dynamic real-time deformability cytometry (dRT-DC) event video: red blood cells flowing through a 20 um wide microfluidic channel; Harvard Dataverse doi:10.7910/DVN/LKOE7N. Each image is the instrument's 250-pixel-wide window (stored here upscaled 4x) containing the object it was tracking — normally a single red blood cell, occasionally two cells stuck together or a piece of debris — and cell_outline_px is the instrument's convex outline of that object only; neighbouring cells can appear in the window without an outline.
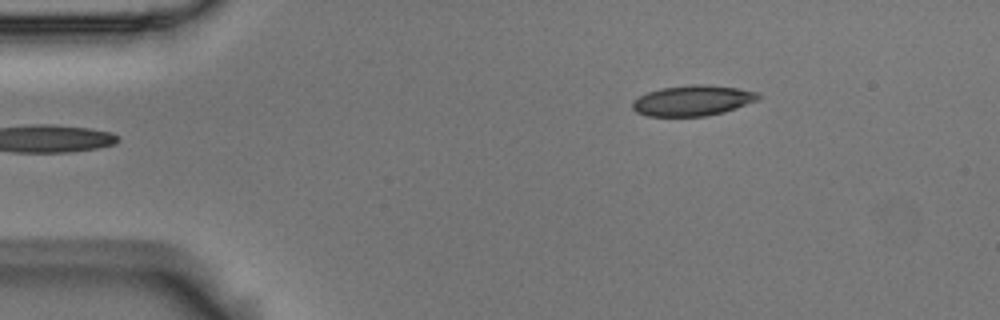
{"species": "Egyptian fruit bat (a non-hibernating species)", "species_latin": "Rousettus aegyptiacus", "temperature_condition": "room temperature", "stored_images_in_passage": 5, "camera_frame_rate_fps": 3000, "um_per_image_px": 0.085, "animal": {"sex": "male"}, "frame": {"image": 1, "passage_image": 5, "time_ms": 1.333, "image_size_px": [1000, 320], "cell_outline_px": [[760, 96], [756, 100], [724, 112], [704, 116], [648, 116], [636, 112], [632, 108], [632, 100], [648, 92], [660, 88], [696, 84], [704, 84], [736, 88], [756, 92]], "centroid_in_image_um": [58.82, 8.55], "position_along_channel_um": 26.2, "area_um2": 22.08}}